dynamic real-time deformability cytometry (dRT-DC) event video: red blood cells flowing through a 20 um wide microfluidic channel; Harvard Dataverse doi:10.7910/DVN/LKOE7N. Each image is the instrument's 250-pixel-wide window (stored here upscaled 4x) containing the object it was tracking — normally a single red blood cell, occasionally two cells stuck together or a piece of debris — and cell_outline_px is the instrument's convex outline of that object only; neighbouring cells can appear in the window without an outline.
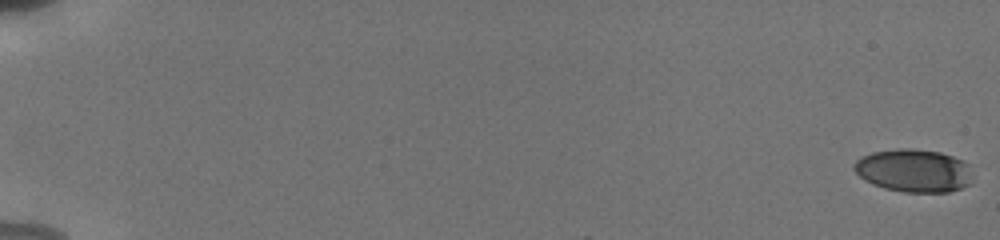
{"species": "human", "species_latin": "Homo sapiens", "temperature_condition": "cold", "stored_images_in_passage": 57, "camera_frame_rate_fps": 3000, "um_per_image_px": 0.085, "donor": {"sex": "male"}, "frame": {"image": 1, "passage_image": 1, "time_ms": 0.0, "image_size_px": [1000, 240], "cell_outline_px": [[968, 184], [960, 188], [948, 192], [904, 192], [884, 188], [872, 184], [864, 180], [852, 168], [852, 164], [856, 160], [872, 152], [900, 148], [912, 148], [940, 152], [964, 160], [968, 164]], "centroid_in_image_um": [77.6, 14.49], "position_along_channel_um": 7.4, "area_um2": 29.48}}
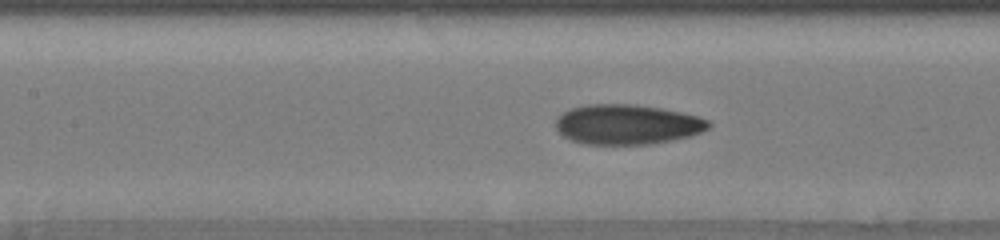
{"frame": {"image": 2, "passage_image": 29, "time_ms": 9.333, "image_size_px": [1000, 240], "cell_outline_px": [[712, 124], [708, 128], [700, 132], [688, 136], [672, 140], [652, 144], [580, 144], [564, 136], [556, 128], [556, 120], [568, 108], [588, 104], [636, 104], [660, 108], [680, 112], [696, 116], [708, 120]], "centroid_in_image_um": [53.29, 10.57], "position_along_channel_um": 154.1, "area_um2": 35.49}}
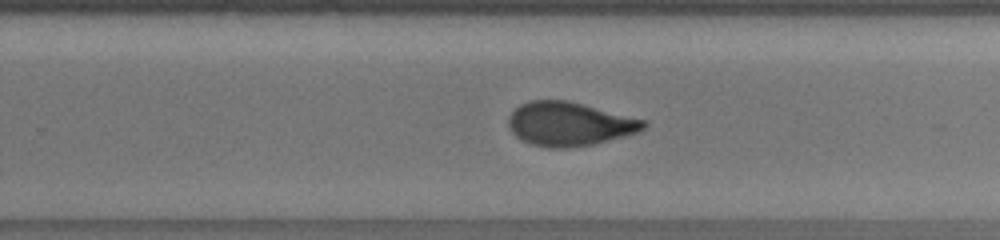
{"frame": {"image": 3, "passage_image": 39, "time_ms": 12.667, "image_size_px": [1000, 240], "cell_outline_px": [[648, 124], [644, 128], [636, 132], [624, 136], [592, 144], [568, 148], [548, 148], [532, 144], [520, 140], [508, 128], [508, 116], [520, 104], [528, 100], [568, 100], [648, 120]], "centroid_in_image_um": [48.38, 10.53], "position_along_channel_um": 281.4, "area_um2": 34.74}, "authors_computed_cell_mechanics": {"area_um2": 33.2928, "velocity_mm_per_s": 3.8389, "shape_relaxation_time_tau1_ms": 8.2257, "shape_relaxation_time_tau2_ms": 1.3566, "deformation_change_tau1": 0.2245, "deformation_change_tau2": 0.0792}}